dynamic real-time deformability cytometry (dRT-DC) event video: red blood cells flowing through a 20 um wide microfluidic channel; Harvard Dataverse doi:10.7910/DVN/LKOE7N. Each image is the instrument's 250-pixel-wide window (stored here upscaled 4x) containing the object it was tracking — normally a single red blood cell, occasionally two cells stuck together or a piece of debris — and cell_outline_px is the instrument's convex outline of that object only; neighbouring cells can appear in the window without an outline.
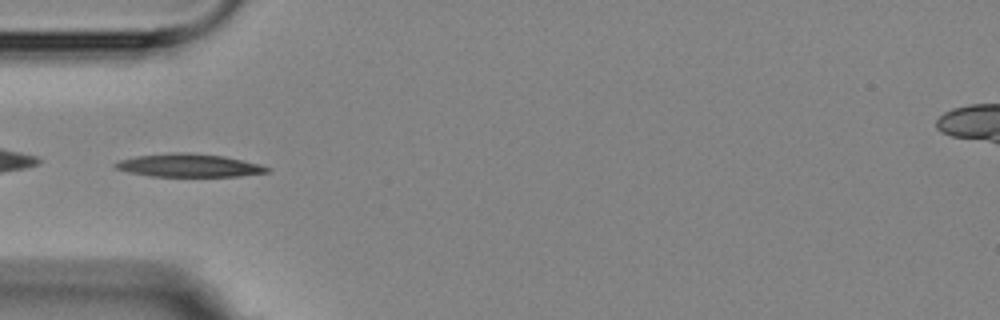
{"species": "Egyptian fruit bat (a non-hibernating species)", "species_latin": "Rousettus aegyptiacus", "temperature_condition": "room temperature", "stored_images_in_passage": 6, "camera_frame_rate_fps": 3000, "um_per_image_px": 0.085, "animal": {"sex": "female"}, "frame": {"image": 1, "passage_image": 5, "time_ms": 4.333, "image_size_px": [1000, 320], "cell_outline_px": [[268, 172], [240, 176], [152, 176], [128, 172], [116, 168], [112, 164], [120, 160], [136, 156], [168, 152], [188, 152], [224, 156], [260, 164], [268, 168]], "centroid_in_image_um": [16.02, 14.05], "position_along_channel_um": 69.0, "area_um2": 20.35}}
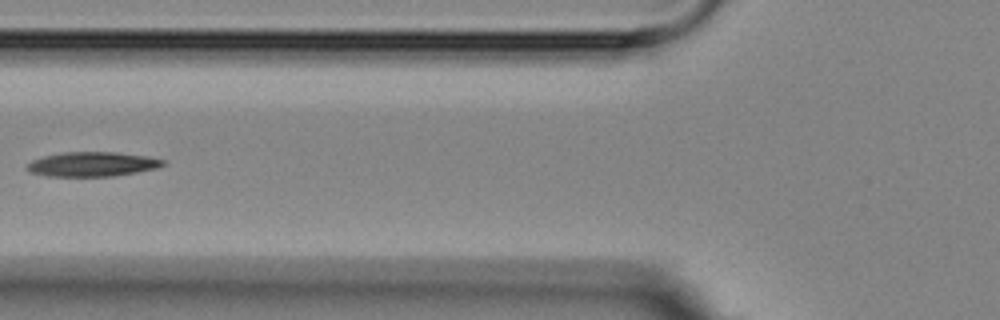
{"frame": {"image": 2, "passage_image": 6, "time_ms": 5.667, "image_size_px": [1000, 320], "cell_outline_px": [[164, 164], [156, 168], [116, 176], [44, 176], [28, 172], [24, 168], [32, 160], [44, 156], [64, 152], [116, 152], [144, 156], [164, 160]], "centroid_in_image_um": [7.77, 13.96], "position_along_channel_um": 118.0, "area_um2": 19.36}}